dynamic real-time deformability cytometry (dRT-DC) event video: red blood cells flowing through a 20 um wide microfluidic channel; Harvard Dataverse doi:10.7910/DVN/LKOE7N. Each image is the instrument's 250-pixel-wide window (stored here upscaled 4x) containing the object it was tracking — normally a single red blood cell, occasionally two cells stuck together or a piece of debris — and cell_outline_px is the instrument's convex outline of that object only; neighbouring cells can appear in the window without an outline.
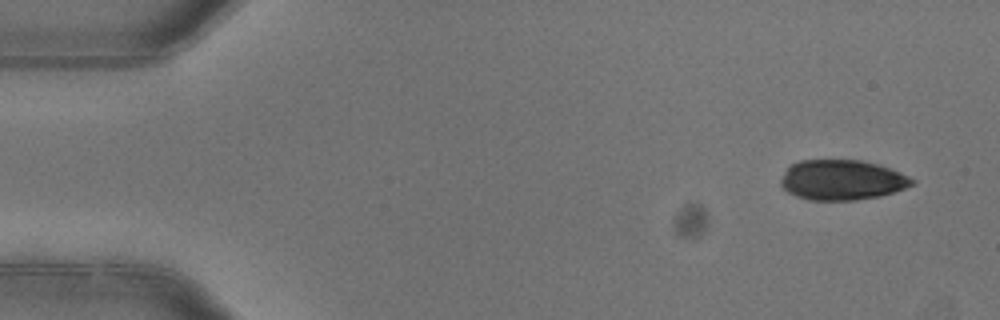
{"species": "common noctule bat (a hibernating species)", "species_latin": "Nyctalus noctula", "temperature_condition": "warm", "stored_images_in_passage": 4, "camera_frame_rate_fps": 3000, "um_per_image_px": 0.085, "animal": {"sex": "female"}, "frame": {"image": 1, "passage_image": 1, "time_ms": 0.0, "image_size_px": [1000, 320], "cell_outline_px": [[916, 180], [912, 184], [904, 188], [880, 196], [856, 200], [808, 200], [796, 196], [788, 192], [780, 184], [780, 180], [784, 172], [792, 164], [800, 160], [860, 160], [876, 164], [888, 168], [908, 176]], "centroid_in_image_um": [71.53, 15.3], "position_along_channel_um": 13.5, "area_um2": 30.46}}
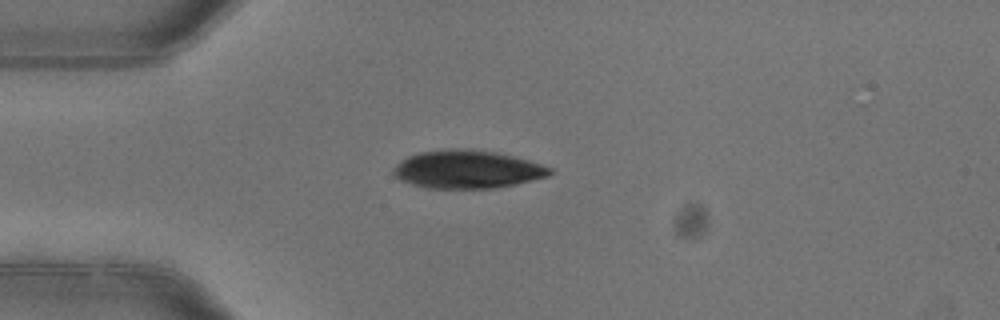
{"frame": {"image": 2, "passage_image": 4, "time_ms": 1.0, "image_size_px": [1000, 320], "cell_outline_px": [[556, 172], [548, 176], [516, 184], [496, 188], [428, 188], [412, 184], [400, 180], [392, 172], [392, 168], [400, 160], [416, 152], [444, 148], [472, 148], [496, 152], [528, 160], [552, 168]], "centroid_in_image_um": [39.7, 14.38], "position_along_channel_um": 45.3, "area_um2": 35.14}}